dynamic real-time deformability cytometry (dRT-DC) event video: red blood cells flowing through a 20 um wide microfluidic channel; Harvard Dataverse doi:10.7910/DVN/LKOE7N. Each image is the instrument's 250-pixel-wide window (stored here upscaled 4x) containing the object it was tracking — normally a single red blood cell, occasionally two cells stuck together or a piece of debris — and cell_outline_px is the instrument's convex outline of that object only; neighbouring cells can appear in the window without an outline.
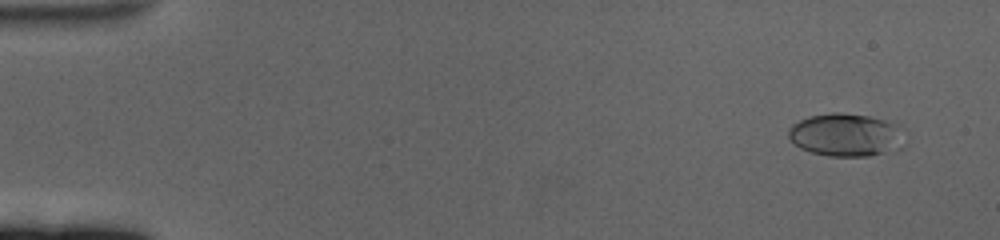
{"species": "human", "species_latin": "Homo sapiens", "temperature_condition": "cold", "stored_images_in_passage": 62, "camera_frame_rate_fps": 3000, "um_per_image_px": 0.085, "donor": {"sex": "female"}, "frame": {"image": 1, "passage_image": 5, "time_ms": 1.333, "image_size_px": [1000, 240], "cell_outline_px": [[908, 144], [904, 148], [896, 152], [868, 156], [828, 156], [812, 152], [800, 148], [788, 136], [788, 128], [792, 124], [808, 116], [832, 112], [840, 112], [868, 116], [900, 124], [908, 132]], "centroid_in_image_um": [72.07, 11.48], "position_along_channel_um": 12.9, "area_um2": 30.29}}
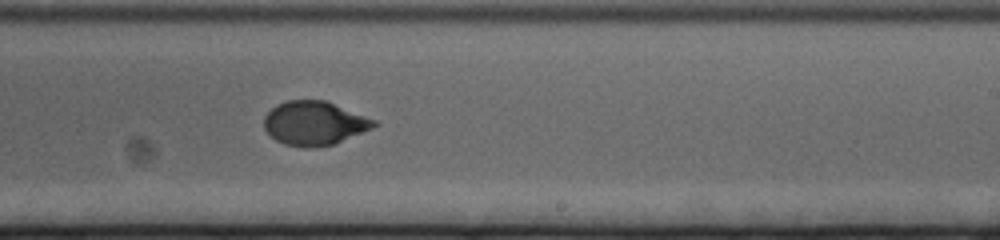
{"frame": {"image": 2, "passage_image": 39, "time_ms": 12.667, "image_size_px": [1000, 240], "cell_outline_px": [[380, 124], [372, 128], [332, 144], [312, 148], [304, 148], [284, 144], [276, 140], [264, 128], [264, 116], [276, 104], [288, 100], [324, 100], [376, 120]], "centroid_in_image_um": [26.7, 10.47], "position_along_channel_um": 262.3, "area_um2": 27.92}}
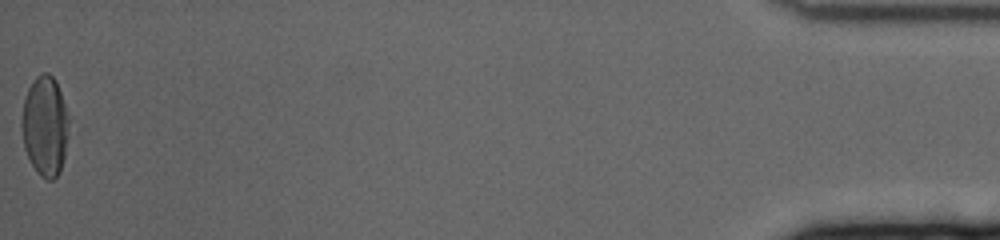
{"frame": {"image": 3, "passage_image": 62, "time_ms": 20.333, "image_size_px": [1000, 240], "cell_outline_px": [[80, 128], [60, 172], [52, 180], [48, 180], [40, 176], [32, 164], [24, 148], [20, 124], [20, 120], [24, 96], [28, 88], [36, 76], [40, 72], [48, 72], [56, 80]], "centroid_in_image_um": [4.02, 10.71], "position_along_channel_um": 431.2, "area_um2": 30.87}, "authors_computed_cell_mechanics": {"area_um2": 27.9174, "velocity_mm_per_s": 3.379, "shape_relaxation_time_tau1_ms": 5.2164, "shape_relaxation_time_tau2_ms": null, "deformation_change_tau1": 0.1867, "deformation_change_tau2": null}}